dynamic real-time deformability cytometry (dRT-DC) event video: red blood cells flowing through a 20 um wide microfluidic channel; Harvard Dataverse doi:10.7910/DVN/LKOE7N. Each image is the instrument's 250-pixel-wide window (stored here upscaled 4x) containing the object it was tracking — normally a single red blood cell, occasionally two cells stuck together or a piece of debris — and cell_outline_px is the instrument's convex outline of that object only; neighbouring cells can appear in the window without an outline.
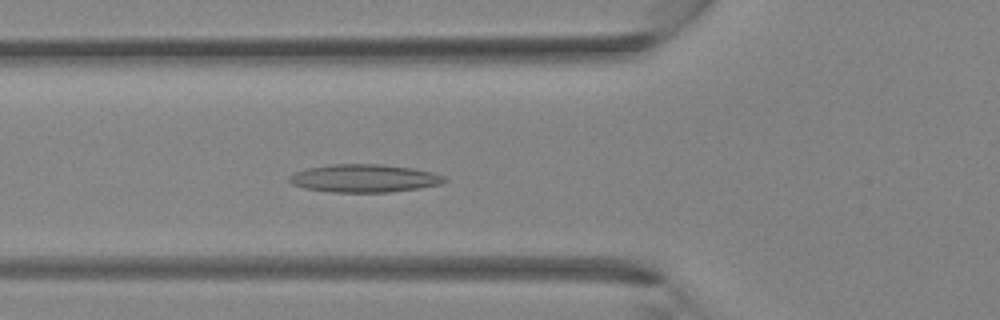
{"species": "Egyptian fruit bat (a non-hibernating species)", "species_latin": "Rousettus aegyptiacus", "temperature_condition": "room temperature", "stored_images_in_passage": 25, "camera_frame_rate_fps": 3000, "um_per_image_px": 0.085, "animal": {"sex": "female"}, "frame": {"image": 1, "passage_image": 13, "time_ms": 4.0, "image_size_px": [1000, 320], "cell_outline_px": [[448, 180], [440, 184], [420, 188], [388, 192], [328, 192], [304, 188], [292, 184], [288, 180], [288, 176], [304, 168], [328, 164], [380, 164], [412, 168], [432, 172], [444, 176]], "centroid_in_image_um": [30.92, 15.15], "position_along_channel_um": 94.9, "area_um2": 25.43}}
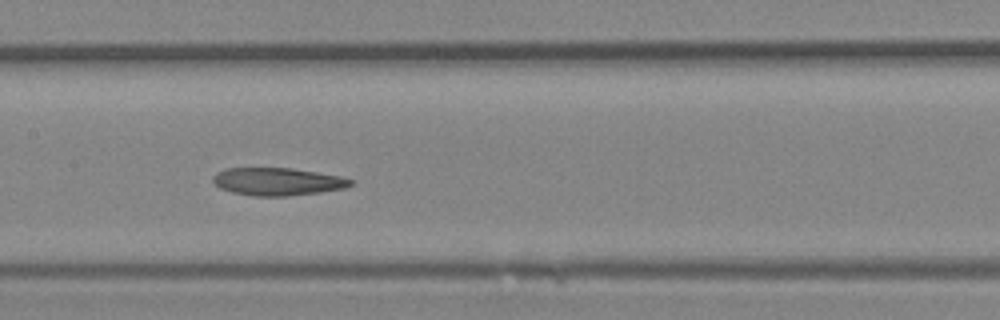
{"frame": {"image": 2, "passage_image": 18, "time_ms": 5.667, "image_size_px": [1000, 320], "cell_outline_px": [[356, 180], [352, 184], [344, 188], [320, 192], [288, 196], [252, 196], [232, 192], [220, 188], [212, 180], [212, 176], [216, 172], [224, 168], [292, 168], [344, 176]], "centroid_in_image_um": [23.61, 15.43], "position_along_channel_um": 183.8, "area_um2": 22.48}}
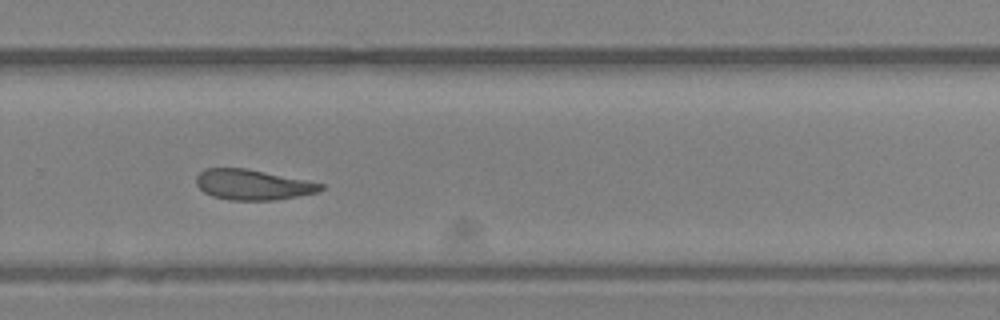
{"frame": {"image": 3, "passage_image": 25, "time_ms": 8.0, "image_size_px": [1000, 320], "cell_outline_px": [[324, 188], [316, 192], [276, 200], [228, 200], [212, 196], [204, 192], [196, 184], [196, 176], [204, 168], [244, 168], [324, 184]], "centroid_in_image_um": [21.42, 15.7], "position_along_channel_um": 308.4, "area_um2": 21.73}}